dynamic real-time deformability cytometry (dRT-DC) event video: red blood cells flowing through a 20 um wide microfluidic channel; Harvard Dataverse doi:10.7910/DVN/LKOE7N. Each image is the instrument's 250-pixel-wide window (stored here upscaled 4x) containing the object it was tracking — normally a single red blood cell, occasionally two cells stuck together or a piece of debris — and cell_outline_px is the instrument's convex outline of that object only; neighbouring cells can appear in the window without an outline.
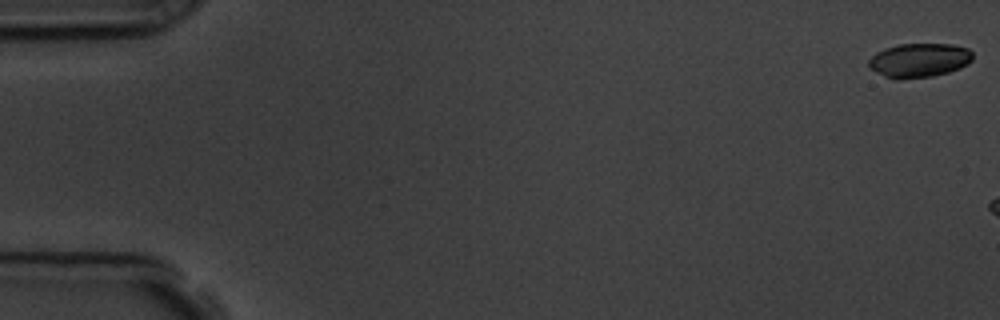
{"species": "common noctule bat (a hibernating species)", "species_latin": "Nyctalus noctula", "temperature_condition": "room temperature", "stored_images_in_passage": 7, "camera_frame_rate_fps": 3000, "um_per_image_px": 0.085, "animal": {"sex": "male", "body_mass_g": 19.5, "forearm_length_mm": 54.6}, "frame": {"image": 1, "passage_image": 1, "time_ms": 0.0, "image_size_px": [1000, 320], "cell_outline_px": [[972, 60], [968, 64], [960, 68], [948, 72], [932, 76], [896, 80], [884, 76], [868, 68], [868, 60], [876, 52], [884, 48], [900, 44], [952, 44], [968, 48], [972, 52]], "centroid_in_image_um": [78.11, 5.12], "position_along_channel_um": 6.9, "area_um2": 20.87}}